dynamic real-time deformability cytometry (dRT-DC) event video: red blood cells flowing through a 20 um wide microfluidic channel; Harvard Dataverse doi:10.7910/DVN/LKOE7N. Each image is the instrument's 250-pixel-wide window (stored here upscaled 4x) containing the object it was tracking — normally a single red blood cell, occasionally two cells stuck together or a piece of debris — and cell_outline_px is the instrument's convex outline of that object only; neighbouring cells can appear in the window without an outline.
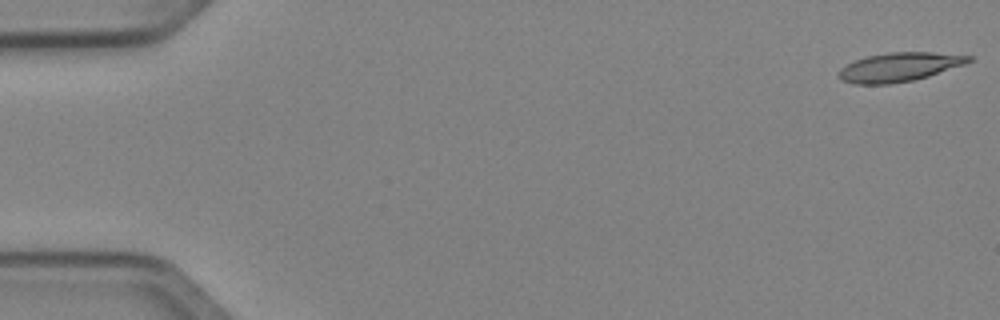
{"species": "Egyptian fruit bat (a non-hibernating species)", "species_latin": "Rousettus aegyptiacus", "temperature_condition": "cold", "stored_images_in_passage": 51, "segment_of_instrument_passage": [1, 2], "camera_frame_rate_fps": 3000, "um_per_image_px": 0.085, "animal": {"sex": "female"}, "frame": {"image": 1, "passage_image": 1, "time_ms": 0.0, "image_size_px": [1000, 320], "cell_outline_px": [[972, 60], [964, 64], [928, 76], [912, 80], [888, 84], [852, 84], [840, 80], [836, 76], [836, 72], [840, 68], [856, 60], [868, 56], [888, 52], [932, 52], [972, 56]], "centroid_in_image_um": [76.37, 5.7], "position_along_channel_um": 8.6, "area_um2": 21.85}}
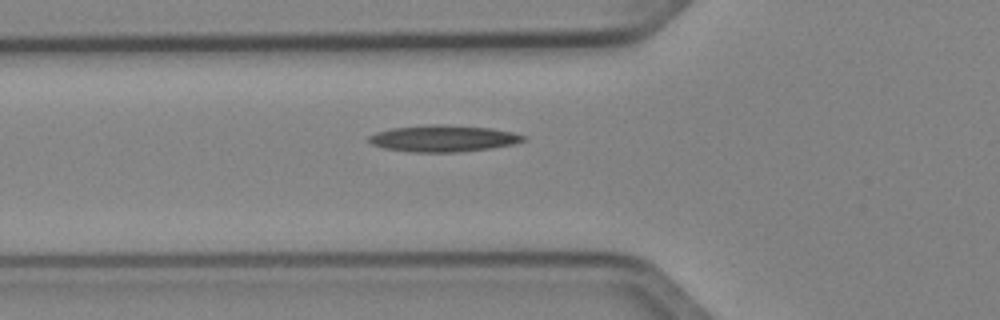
{"frame": {"image": 2, "passage_image": 18, "time_ms": 5.667, "image_size_px": [1000, 320], "cell_outline_px": [[524, 140], [512, 144], [492, 148], [456, 152], [408, 152], [384, 148], [372, 144], [368, 140], [368, 136], [376, 132], [392, 128], [428, 124], [444, 124], [492, 128], [512, 132], [524, 136]], "centroid_in_image_um": [37.63, 11.76], "position_along_channel_um": 88.2, "area_um2": 23.93}}
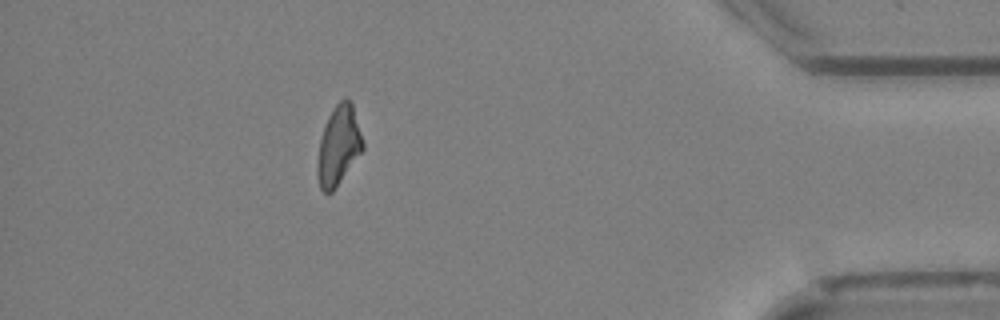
{"frame": {"image": 3, "passage_image": 45, "time_ms": 14.667, "image_size_px": [1000, 320], "cell_outline_px": [[364, 148], [336, 188], [332, 192], [324, 192], [320, 188], [316, 176], [316, 164], [320, 140], [328, 116], [332, 108], [344, 96], [352, 104], [364, 144]], "centroid_in_image_um": [28.75, 12.4], "position_along_channel_um": 406.4, "area_um2": 20.92}}